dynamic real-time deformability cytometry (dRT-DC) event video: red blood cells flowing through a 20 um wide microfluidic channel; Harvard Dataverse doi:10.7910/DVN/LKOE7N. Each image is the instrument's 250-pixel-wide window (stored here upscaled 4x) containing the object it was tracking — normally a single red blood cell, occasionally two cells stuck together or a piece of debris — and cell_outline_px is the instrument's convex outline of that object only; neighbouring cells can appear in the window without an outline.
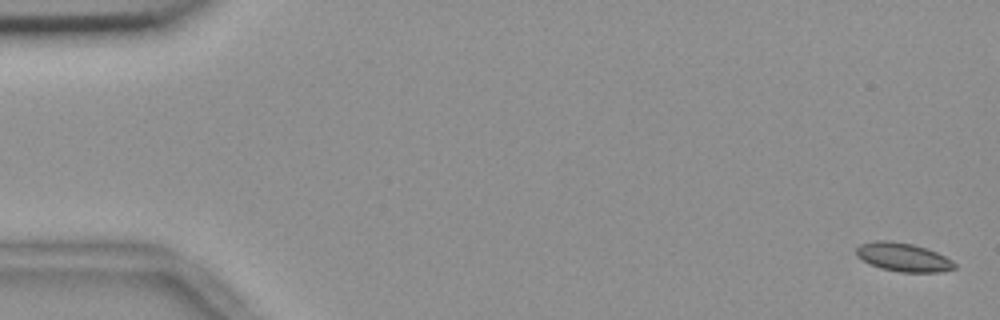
{"species": "common noctule bat (a hibernating species)", "species_latin": "Nyctalus noctula", "temperature_condition": "room temperature", "stored_images_in_passage": 6, "camera_frame_rate_fps": 3000, "um_per_image_px": 0.085, "animal": {"sex": "female", "body_mass_g": 18.4}, "frame": {"image": 1, "passage_image": 1, "time_ms": 0.0, "image_size_px": [1000, 320], "cell_outline_px": [[956, 268], [940, 272], [900, 272], [880, 268], [856, 256], [856, 248], [860, 244], [876, 240], [892, 240], [912, 244], [928, 248], [952, 260], [956, 264]], "centroid_in_image_um": [76.78, 21.85], "position_along_channel_um": 8.2, "area_um2": 16.42}}